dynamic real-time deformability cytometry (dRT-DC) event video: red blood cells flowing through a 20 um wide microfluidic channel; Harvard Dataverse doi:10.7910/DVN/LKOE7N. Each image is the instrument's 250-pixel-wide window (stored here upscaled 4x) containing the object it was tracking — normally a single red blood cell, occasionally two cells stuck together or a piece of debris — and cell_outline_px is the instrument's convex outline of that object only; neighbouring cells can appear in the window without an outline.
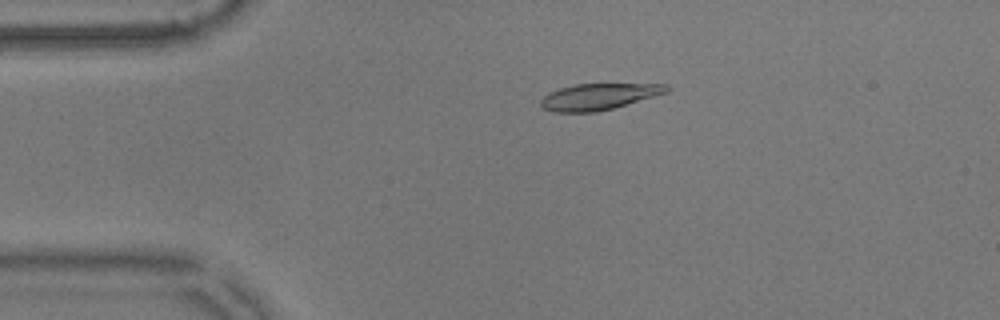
{"species": "common noctule bat (a hibernating species)", "species_latin": "Nyctalus noctula", "temperature_condition": "warm", "stored_images_in_passage": 55, "camera_frame_rate_fps": 3000, "um_per_image_px": 0.085, "animal": {"sex": "male", "body_mass_g": 17.9}, "frame": {"image": 1, "passage_image": 11, "time_ms": 3.333, "image_size_px": [1000, 320], "cell_outline_px": [[672, 88], [668, 92], [612, 108], [596, 112], [552, 112], [544, 108], [540, 104], [540, 100], [548, 92], [560, 88], [576, 84], [668, 84]], "centroid_in_image_um": [50.88, 8.21], "position_along_channel_um": 34.1, "area_um2": 19.19}}
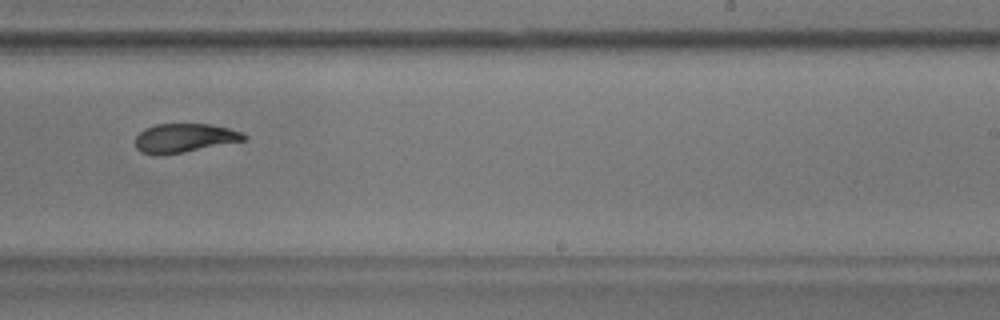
{"frame": {"image": 2, "passage_image": 34, "time_ms": 11.0, "image_size_px": [1000, 320], "cell_outline_px": [[248, 140], [184, 152], [156, 156], [140, 152], [136, 148], [136, 136], [144, 128], [156, 124], [212, 124], [244, 132], [248, 136]], "centroid_in_image_um": [15.7, 11.73], "position_along_channel_um": 273.3, "area_um2": 18.61}}
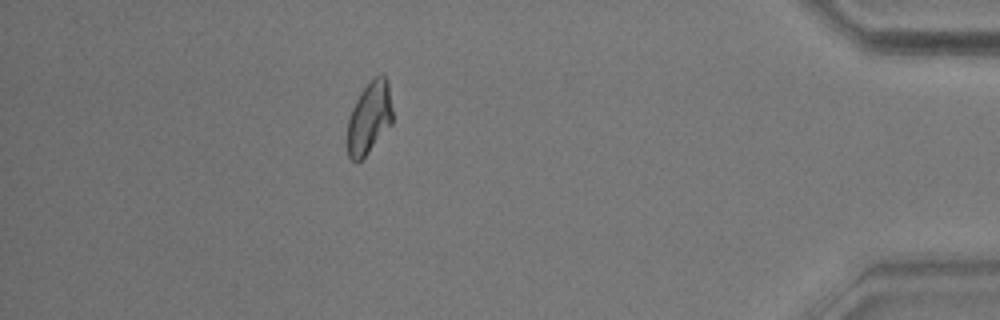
{"frame": {"image": 3, "passage_image": 49, "time_ms": 16.0, "image_size_px": [1000, 320], "cell_outline_px": [[392, 124], [368, 152], [356, 164], [348, 156], [348, 116], [360, 92], [376, 76], [384, 76], [388, 80], [392, 108]], "centroid_in_image_um": [31.39, 10.03], "position_along_channel_um": 403.8, "area_um2": 18.79}, "authors_computed_cell_mechanics": {"area_um2": 19.7098, "velocity_mm_per_s": 3.5847, "shape_relaxation_time_tau1_ms": 6.7164, "shape_relaxation_time_tau2_ms": 2.6056, "deformation_change_tau1": 0.1812, "deformation_change_tau2": 0.0726}}